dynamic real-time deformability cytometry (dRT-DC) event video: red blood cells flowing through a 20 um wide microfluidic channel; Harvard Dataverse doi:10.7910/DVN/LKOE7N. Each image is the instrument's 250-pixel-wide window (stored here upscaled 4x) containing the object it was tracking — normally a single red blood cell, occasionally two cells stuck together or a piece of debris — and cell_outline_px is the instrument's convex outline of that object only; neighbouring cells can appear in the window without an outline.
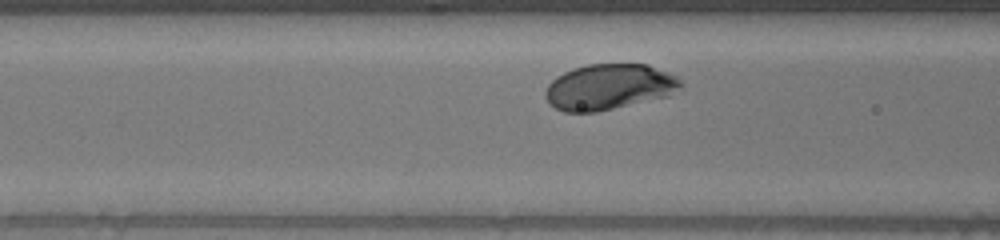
{"species": "human", "species_latin": "Homo sapiens", "temperature_condition": "warm", "stored_images_in_passage": 35, "camera_frame_rate_fps": 3000, "um_per_image_px": 0.085, "donor": {"sex": "male"}, "frame": {"image": 1, "passage_image": 12, "time_ms": 3.667, "image_size_px": [1000, 240], "cell_outline_px": [[684, 88], [668, 96], [596, 112], [564, 112], [556, 108], [544, 96], [544, 92], [548, 84], [556, 76], [572, 68], [588, 64], [648, 64], [668, 72], [676, 76], [684, 84]], "centroid_in_image_um": [51.8, 7.38], "position_along_channel_um": 114.8, "area_um2": 36.24}}
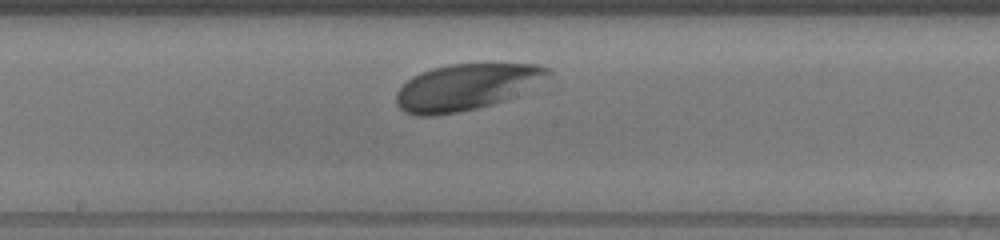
{"frame": {"image": 2, "passage_image": 20, "time_ms": 6.333, "image_size_px": [1000, 240], "cell_outline_px": [[552, 72], [504, 100], [492, 104], [476, 108], [456, 112], [432, 116], [416, 116], [404, 112], [396, 104], [396, 92], [412, 76], [420, 72], [432, 68], [448, 64], [540, 64], [552, 68]], "centroid_in_image_um": [39.52, 7.39], "position_along_channel_um": 208.7, "area_um2": 40.17}}
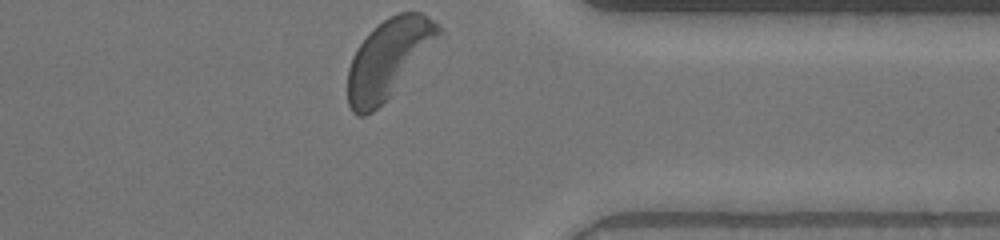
{"frame": {"image": 3, "passage_image": 35, "time_ms": 11.333, "image_size_px": [1000, 240], "cell_outline_px": [[444, 32], [392, 96], [372, 112], [364, 116], [356, 116], [352, 112], [348, 104], [348, 68], [352, 56], [356, 48], [368, 32], [372, 28], [388, 16], [400, 12], [424, 12], [440, 24]], "centroid_in_image_um": [33.04, 4.97], "position_along_channel_um": 378.4, "area_um2": 42.43}}